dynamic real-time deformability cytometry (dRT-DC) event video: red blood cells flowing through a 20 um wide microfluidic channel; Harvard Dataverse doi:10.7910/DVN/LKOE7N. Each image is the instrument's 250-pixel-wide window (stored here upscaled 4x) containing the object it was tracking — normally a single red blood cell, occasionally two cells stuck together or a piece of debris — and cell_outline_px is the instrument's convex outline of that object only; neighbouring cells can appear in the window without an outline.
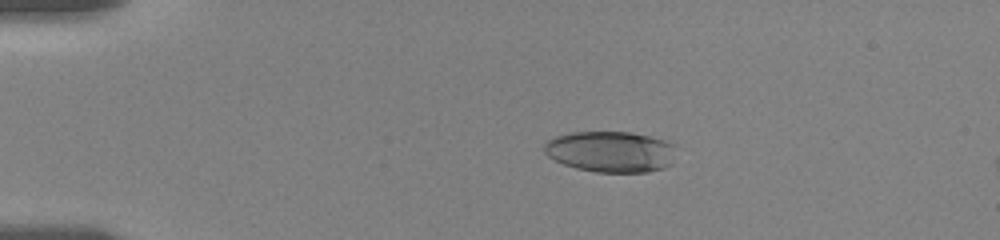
{"species": "human", "species_latin": "Homo sapiens", "temperature_condition": "room temperature", "stored_images_in_passage": 8, "camera_frame_rate_fps": 3000, "um_per_image_px": 0.085, "donor": {"sex": "female"}, "frame": {"image": 1, "passage_image": 5, "time_ms": 3.333, "image_size_px": [1000, 240], "cell_outline_px": [[676, 144], [672, 164], [664, 168], [648, 172], [596, 172], [576, 168], [564, 164], [548, 156], [544, 152], [544, 140], [556, 136], [572, 132], [632, 132], [664, 140]], "centroid_in_image_um": [51.91, 12.89], "position_along_channel_um": 33.1, "area_um2": 31.79}}